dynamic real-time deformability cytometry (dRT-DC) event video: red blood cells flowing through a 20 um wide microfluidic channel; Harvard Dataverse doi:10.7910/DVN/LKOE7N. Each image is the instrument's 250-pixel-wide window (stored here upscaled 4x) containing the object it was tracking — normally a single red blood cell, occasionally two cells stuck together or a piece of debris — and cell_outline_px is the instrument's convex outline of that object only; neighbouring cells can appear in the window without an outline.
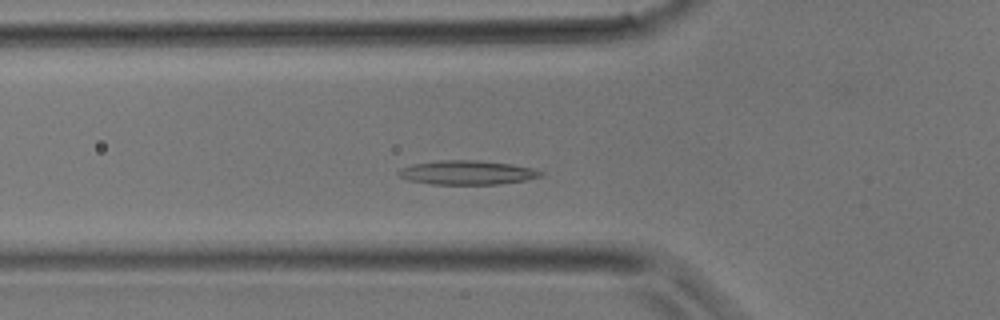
{"species": "common noctule bat (a hibernating species)", "species_latin": "Nyctalus noctula", "temperature_condition": "room temperature", "stored_images_in_passage": 27, "camera_frame_rate_fps": 3000, "um_per_image_px": 0.085, "animal": {"sex": "male", "body_mass_g": 17.9}, "frame": {"image": 1, "passage_image": 3, "time_ms": 0.667, "image_size_px": [1000, 320], "cell_outline_px": [[544, 176], [524, 180], [496, 184], [432, 184], [408, 180], [400, 176], [396, 172], [400, 168], [412, 164], [440, 160], [476, 160], [512, 164], [532, 168], [544, 172]], "centroid_in_image_um": [39.7, 14.66], "position_along_channel_um": 86.1, "area_um2": 19.94}}
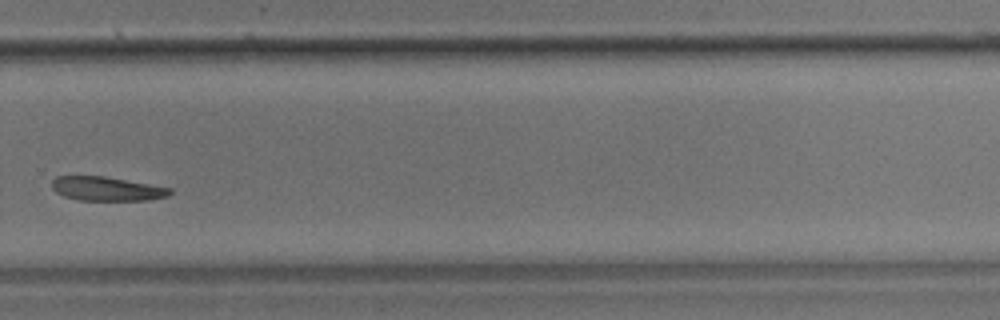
{"frame": {"image": 2, "passage_image": 16, "time_ms": 5.0, "image_size_px": [1000, 320], "cell_outline_px": [[172, 192], [168, 196], [148, 200], [80, 200], [64, 196], [56, 192], [52, 188], [52, 180], [56, 176], [104, 176], [172, 188]], "centroid_in_image_um": [9.08, 16.04], "position_along_channel_um": 320.7, "area_um2": 16.47}}
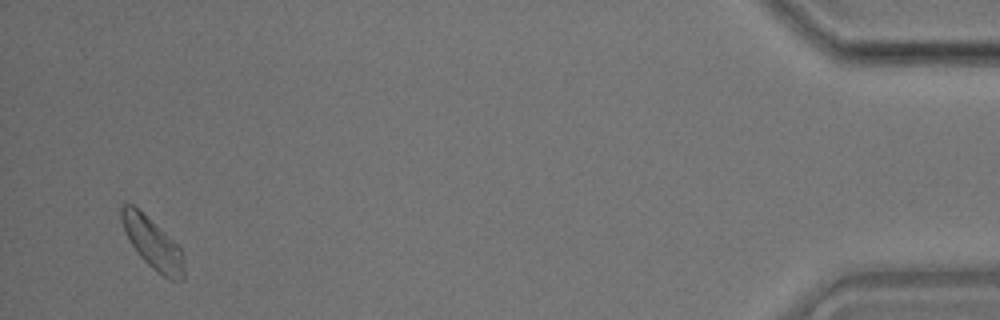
{"frame": {"image": 3, "passage_image": 26, "time_ms": 8.333, "image_size_px": [1000, 320], "cell_outline_px": [[184, 280], [172, 280], [156, 272], [136, 252], [120, 220], [120, 204], [132, 204], [164, 232], [180, 248], [184, 268]], "centroid_in_image_um": [12.95, 20.69], "position_along_channel_um": 422.3, "area_um2": 18.03}}